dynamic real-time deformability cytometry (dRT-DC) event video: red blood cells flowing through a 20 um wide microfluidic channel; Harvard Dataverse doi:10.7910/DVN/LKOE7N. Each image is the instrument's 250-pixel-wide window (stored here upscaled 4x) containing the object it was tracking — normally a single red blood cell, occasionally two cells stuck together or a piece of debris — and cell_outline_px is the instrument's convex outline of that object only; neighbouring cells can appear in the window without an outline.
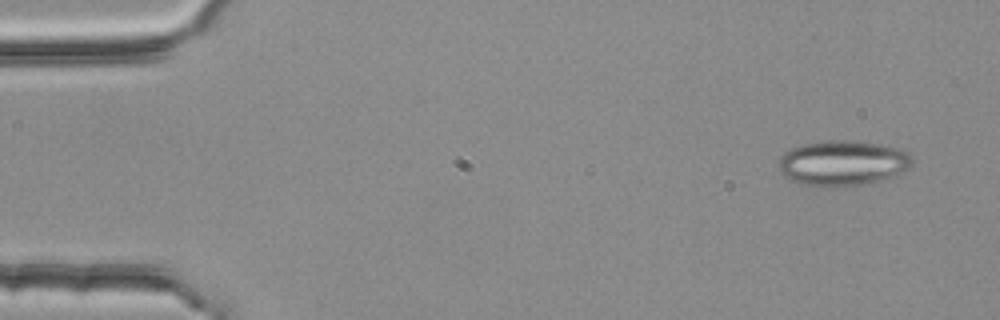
{"species": "common noctule bat (a hibernating species)", "species_latin": "Nyctalus noctula", "temperature_condition": "room temperature", "stored_images_in_passage": 3, "camera_frame_rate_fps": 3000, "um_per_image_px": 0.085, "animal": {"sex": "female", "body_mass_g": 25.1}, "frame": {"image": 1, "passage_image": 1, "time_ms": 0.0, "image_size_px": [1000, 320], "cell_outline_px": [[912, 160], [908, 168], [904, 172], [868, 184], [800, 184], [784, 176], [780, 172], [780, 156], [784, 152], [800, 144], [824, 140], [856, 140], [904, 148], [908, 152]], "centroid_in_image_um": [71.66, 13.8], "position_along_channel_um": 13.3, "area_um2": 34.85}}